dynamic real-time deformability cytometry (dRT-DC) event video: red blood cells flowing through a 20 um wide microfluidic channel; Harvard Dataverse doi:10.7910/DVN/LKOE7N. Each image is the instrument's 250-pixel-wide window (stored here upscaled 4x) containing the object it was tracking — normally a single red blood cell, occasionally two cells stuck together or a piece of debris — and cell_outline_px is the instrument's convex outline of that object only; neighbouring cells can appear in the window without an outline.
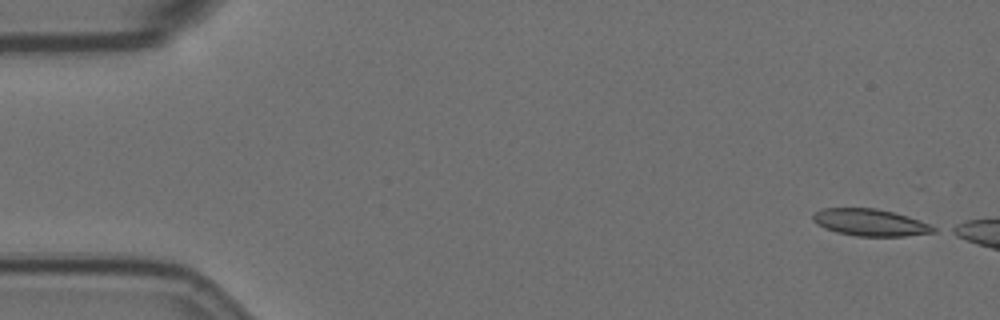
{"species": "Egyptian fruit bat (a non-hibernating species)", "species_latin": "Rousettus aegyptiacus", "temperature_condition": "room temperature", "stored_images_in_passage": 12, "camera_frame_rate_fps": 3000, "um_per_image_px": 0.085, "animal": {"sex": "female"}, "frame": {"image": 1, "passage_image": 1, "time_ms": 0.0, "image_size_px": [1000, 320], "cell_outline_px": [[936, 232], [904, 236], [856, 236], [836, 232], [824, 228], [816, 224], [812, 220], [812, 216], [820, 208], [876, 208], [908, 216], [920, 220], [936, 228]], "centroid_in_image_um": [73.93, 18.91], "position_along_channel_um": 11.1, "area_um2": 18.96}}